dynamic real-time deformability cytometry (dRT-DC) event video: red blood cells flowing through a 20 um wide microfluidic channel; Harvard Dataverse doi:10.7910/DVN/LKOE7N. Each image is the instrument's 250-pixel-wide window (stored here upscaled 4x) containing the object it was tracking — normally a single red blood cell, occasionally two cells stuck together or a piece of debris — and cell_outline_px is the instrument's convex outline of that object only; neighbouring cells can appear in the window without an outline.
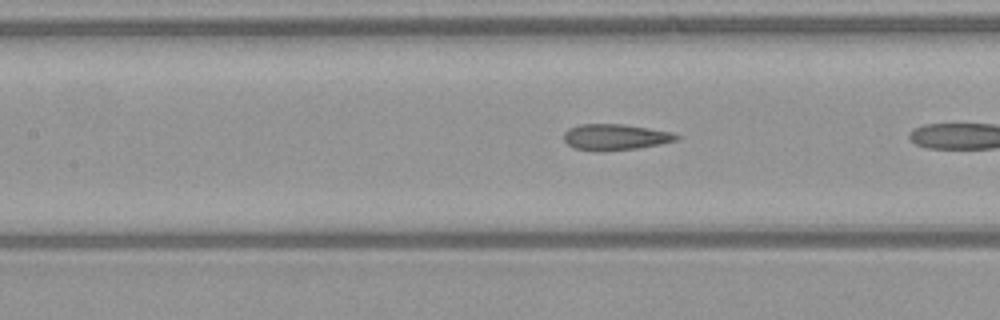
{"species": "common noctule bat (a hibernating species)", "species_latin": "Nyctalus noctula", "temperature_condition": "warm", "stored_images_in_passage": 8, "camera_frame_rate_fps": 3000, "um_per_image_px": 0.085, "animal": {"sex": "female", "body_mass_g": 21.9}, "frame": {"image": 1, "passage_image": 7, "time_ms": 2.0, "image_size_px": [1000, 320], "cell_outline_px": [[680, 140], [660, 144], [636, 148], [576, 148], [568, 144], [564, 140], [564, 132], [568, 128], [580, 124], [624, 124], [672, 132], [680, 136]], "centroid_in_image_um": [52.36, 11.59], "position_along_channel_um": 155.0, "area_um2": 16.3}}